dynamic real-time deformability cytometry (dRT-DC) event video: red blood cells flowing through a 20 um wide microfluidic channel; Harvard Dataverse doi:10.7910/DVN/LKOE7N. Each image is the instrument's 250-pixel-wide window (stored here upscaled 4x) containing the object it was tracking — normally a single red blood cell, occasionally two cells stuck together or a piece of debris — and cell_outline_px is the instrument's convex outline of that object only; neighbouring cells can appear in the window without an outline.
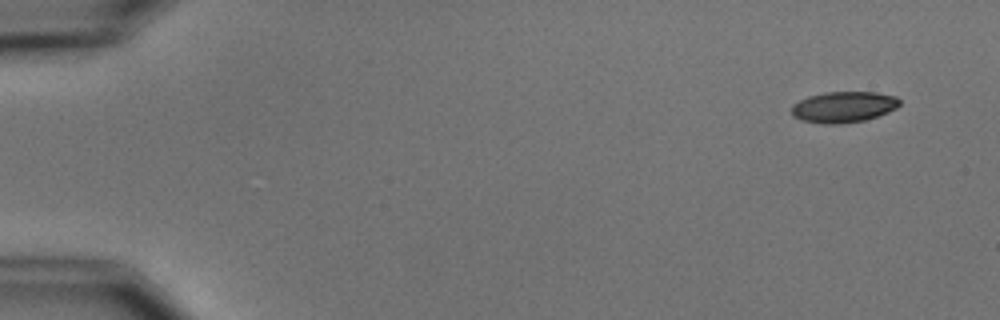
{"species": "common noctule bat (a hibernating species)", "species_latin": "Nyctalus noctula", "temperature_condition": "cold", "stored_images_in_passage": 4, "camera_frame_rate_fps": 3000, "um_per_image_px": 0.085, "animal": {"sex": "male", "body_mass_g": 15.6}, "frame": {"image": 1, "passage_image": 1, "time_ms": 0.0, "image_size_px": [1000, 320], "cell_outline_px": [[900, 104], [896, 108], [888, 112], [864, 120], [840, 124], [824, 124], [800, 120], [792, 116], [792, 104], [808, 96], [824, 92], [876, 92], [896, 96], [900, 100]], "centroid_in_image_um": [71.68, 9.09], "position_along_channel_um": 13.3, "area_um2": 19.59}}
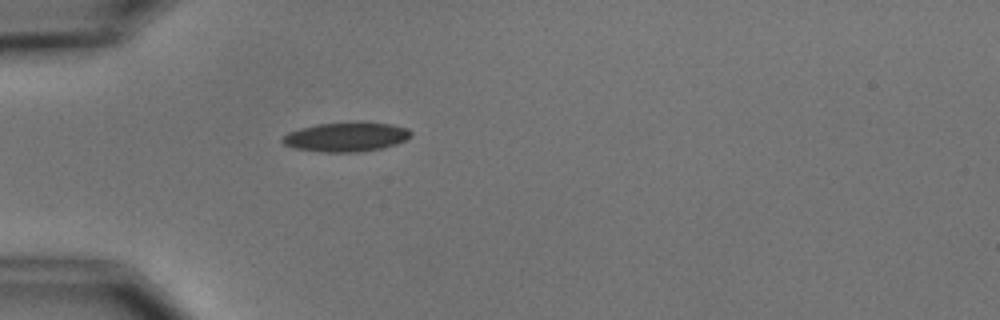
{"frame": {"image": 2, "passage_image": 4, "time_ms": 4.333, "image_size_px": [1000, 320], "cell_outline_px": [[412, 136], [396, 144], [380, 148], [360, 152], [324, 152], [296, 148], [284, 144], [280, 140], [288, 132], [300, 128], [316, 124], [356, 120], [364, 120], [392, 124], [408, 128], [412, 132]], "centroid_in_image_um": [29.46, 11.6], "position_along_channel_um": 55.5, "area_um2": 22.48}}